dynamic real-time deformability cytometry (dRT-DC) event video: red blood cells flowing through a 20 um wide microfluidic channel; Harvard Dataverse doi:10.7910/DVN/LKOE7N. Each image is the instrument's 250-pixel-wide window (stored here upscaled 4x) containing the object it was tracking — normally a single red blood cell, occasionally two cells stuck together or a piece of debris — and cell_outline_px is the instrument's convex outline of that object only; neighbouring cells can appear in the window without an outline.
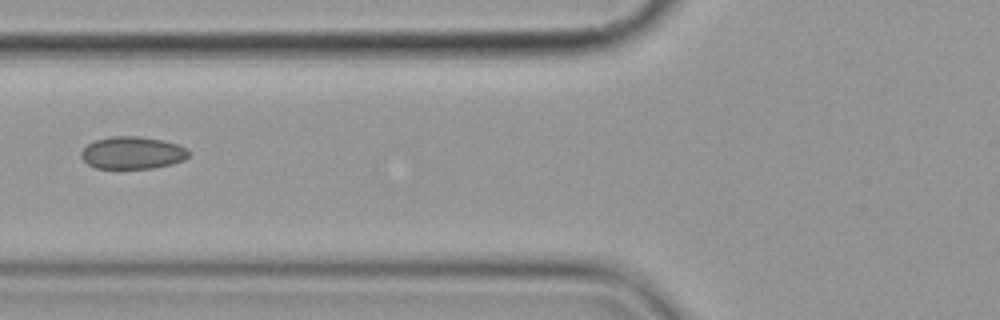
{"species": "common noctule bat (a hibernating species)", "species_latin": "Nyctalus noctula", "temperature_condition": "cold", "stored_images_in_passage": 9, "camera_frame_rate_fps": 3000, "um_per_image_px": 0.085, "animal": {"sex": "female", "body_mass_g": 19.9}, "frame": {"image": 1, "passage_image": 9, "time_ms": 10.333, "image_size_px": [1000, 320], "cell_outline_px": [[192, 152], [184, 160], [172, 164], [152, 168], [96, 168], [88, 164], [80, 156], [80, 152], [88, 144], [96, 140], [112, 136], [140, 136], [164, 140], [188, 148]], "centroid_in_image_um": [11.29, 12.98], "position_along_channel_um": 114.5, "area_um2": 20.4}}